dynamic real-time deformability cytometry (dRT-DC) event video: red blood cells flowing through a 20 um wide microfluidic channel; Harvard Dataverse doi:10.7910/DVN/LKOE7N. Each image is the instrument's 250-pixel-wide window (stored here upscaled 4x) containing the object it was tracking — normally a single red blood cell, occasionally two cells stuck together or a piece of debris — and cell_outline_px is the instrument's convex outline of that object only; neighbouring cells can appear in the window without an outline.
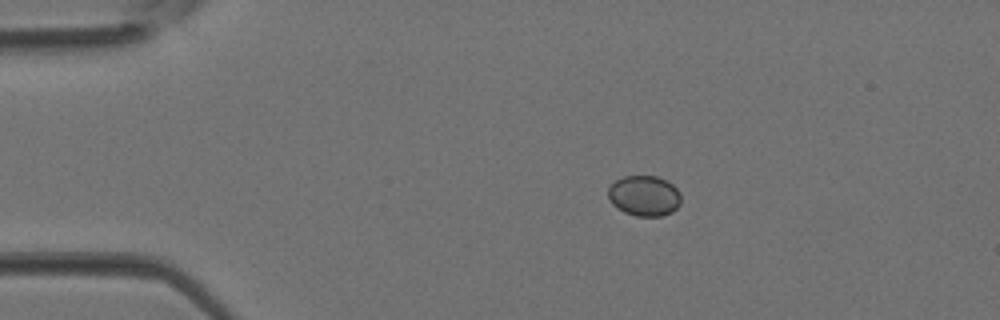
{"species": "Egyptian fruit bat (a non-hibernating species)", "species_latin": "Rousettus aegyptiacus", "temperature_condition": "room temperature", "stored_images_in_passage": 2, "camera_frame_rate_fps": 3000, "um_per_image_px": 0.085, "animal": {"sex": "female"}, "frame": {"image": 1, "passage_image": 2, "time_ms": 0.333, "image_size_px": [1000, 320], "cell_outline_px": [[680, 204], [672, 212], [660, 216], [636, 216], [624, 212], [616, 208], [612, 204], [608, 196], [608, 188], [616, 180], [624, 176], [656, 176], [668, 180], [680, 192]], "centroid_in_image_um": [54.76, 16.64], "position_along_channel_um": 30.2, "area_um2": 17.28}}